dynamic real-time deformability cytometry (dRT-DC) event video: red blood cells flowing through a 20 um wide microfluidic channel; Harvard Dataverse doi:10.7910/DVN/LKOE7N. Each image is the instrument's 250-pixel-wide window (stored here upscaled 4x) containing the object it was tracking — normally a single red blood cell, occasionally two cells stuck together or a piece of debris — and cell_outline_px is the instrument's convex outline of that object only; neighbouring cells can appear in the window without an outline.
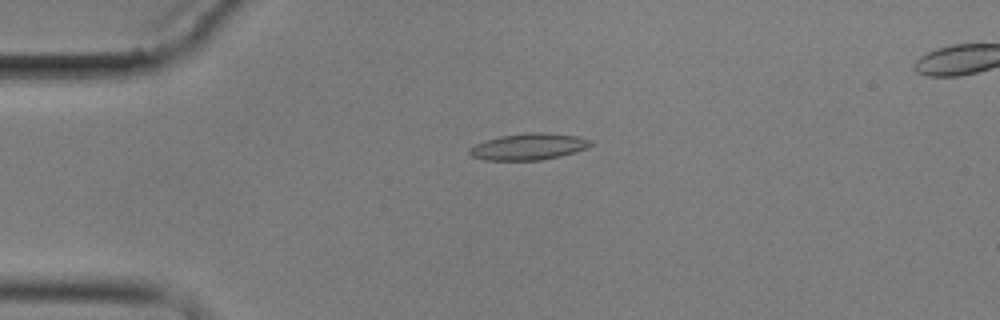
{"species": "common noctule bat (a hibernating species)", "species_latin": "Nyctalus noctula", "temperature_condition": "cold", "stored_images_in_passage": 3, "camera_frame_rate_fps": 3000, "um_per_image_px": 0.085, "animal": {"sex": "male", "body_mass_g": 17.9}, "frame": {"image": 1, "passage_image": 1, "time_ms": 0.0, "image_size_px": [1000, 320], "cell_outline_px": [[592, 144], [584, 148], [560, 156], [540, 160], [484, 160], [472, 156], [468, 152], [468, 148], [484, 140], [500, 136], [528, 132], [540, 132], [576, 136], [592, 140]], "centroid_in_image_um": [44.87, 12.46], "position_along_channel_um": 40.1, "area_um2": 18.55}}
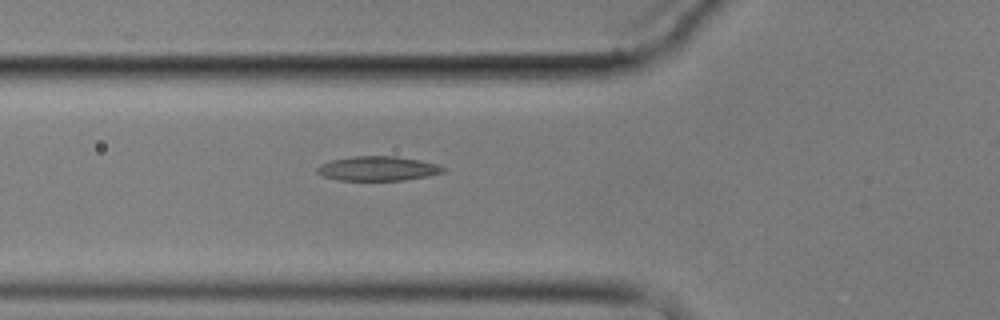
{"frame": {"image": 2, "passage_image": 3, "time_ms": 2.333, "image_size_px": [1000, 320], "cell_outline_px": [[448, 168], [444, 172], [428, 176], [404, 180], [336, 180], [324, 176], [316, 172], [316, 168], [320, 164], [332, 160], [352, 156], [396, 156], [420, 160], [440, 164]], "centroid_in_image_um": [32.16, 14.32], "position_along_channel_um": 93.6, "area_um2": 18.15}}